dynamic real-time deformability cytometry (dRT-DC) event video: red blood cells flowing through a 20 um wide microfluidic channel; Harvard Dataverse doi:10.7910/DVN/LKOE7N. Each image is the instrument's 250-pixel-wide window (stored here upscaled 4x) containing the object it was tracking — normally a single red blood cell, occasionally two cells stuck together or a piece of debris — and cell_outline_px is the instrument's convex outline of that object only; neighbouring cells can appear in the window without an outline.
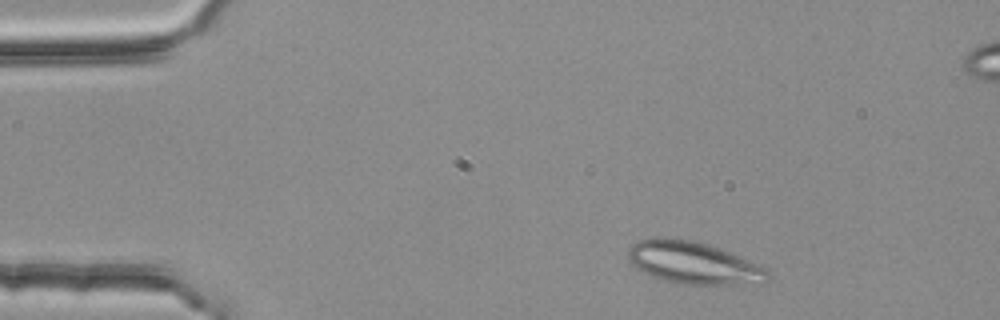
{"species": "common noctule bat (a hibernating species)", "species_latin": "Nyctalus noctula", "temperature_condition": "room temperature", "stored_images_in_passage": 4, "camera_frame_rate_fps": 3000, "um_per_image_px": 0.085, "animal": {"sex": "female", "body_mass_g": 25.1}, "frame": {"image": 1, "passage_image": 1, "time_ms": 0.0, "image_size_px": [1000, 320], "cell_outline_px": [[768, 280], [764, 284], [680, 284], [664, 280], [652, 276], [636, 268], [628, 260], [628, 248], [632, 244], [640, 240], [652, 236], [664, 236], [692, 240], [728, 252], [756, 264], [764, 268], [768, 272]], "centroid_in_image_um": [58.88, 22.34], "position_along_channel_um": 26.1, "area_um2": 34.22}}